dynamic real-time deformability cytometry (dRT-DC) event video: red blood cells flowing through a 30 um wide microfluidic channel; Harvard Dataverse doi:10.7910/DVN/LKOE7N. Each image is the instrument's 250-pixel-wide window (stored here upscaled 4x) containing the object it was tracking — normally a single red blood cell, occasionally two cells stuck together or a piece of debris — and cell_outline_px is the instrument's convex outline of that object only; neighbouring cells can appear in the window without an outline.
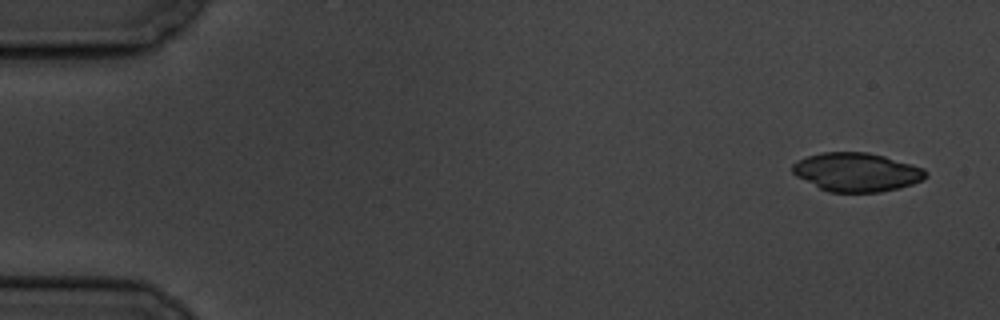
{"species": "common noctule bat (a hibernating species)", "species_latin": "Nyctalus noctula", "temperature_condition": "cold", "stored_images_in_passage": 5, "camera_frame_rate_fps": 3000, "um_per_image_px": 0.085, "animal": {"sex": "male", "body_mass_g": 19.5, "forearm_length_mm": 54.6}, "frame": {"image": 1, "passage_image": 1, "time_ms": 0.0, "image_size_px": [1000, 320], "cell_outline_px": [[928, 176], [912, 184], [880, 192], [828, 192], [796, 176], [792, 172], [792, 164], [796, 160], [820, 152], [868, 152], [884, 156], [912, 164], [924, 168], [928, 172]], "centroid_in_image_um": [72.8, 14.62], "position_along_channel_um": 12.2, "area_um2": 30.06}}